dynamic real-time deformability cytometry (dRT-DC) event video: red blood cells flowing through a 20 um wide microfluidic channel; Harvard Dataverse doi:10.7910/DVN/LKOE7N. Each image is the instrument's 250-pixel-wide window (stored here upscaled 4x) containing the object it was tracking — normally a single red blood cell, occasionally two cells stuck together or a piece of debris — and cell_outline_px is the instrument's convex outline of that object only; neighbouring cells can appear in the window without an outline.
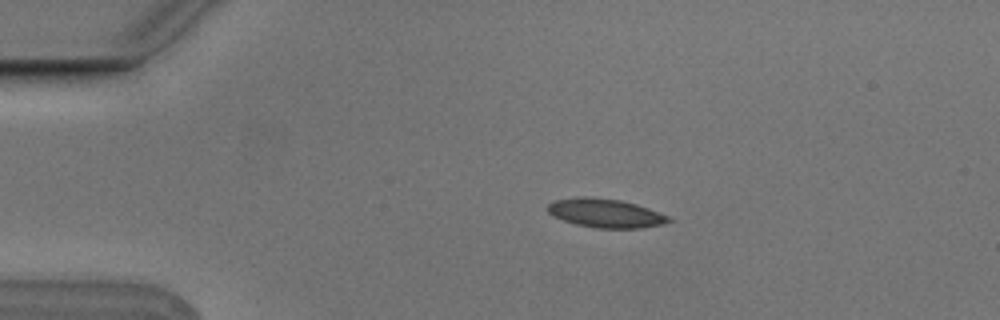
{"species": "Egyptian fruit bat (a non-hibernating species)", "species_latin": "Rousettus aegyptiacus", "temperature_condition": "cold", "stored_images_in_passage": 4, "camera_frame_rate_fps": 3000, "um_per_image_px": 0.085, "animal": {"sex": "male"}, "frame": {"image": 1, "passage_image": 2, "time_ms": 0.333, "image_size_px": [1000, 320], "cell_outline_px": [[672, 220], [660, 224], [640, 228], [596, 228], [576, 224], [552, 216], [544, 208], [548, 204], [556, 200], [580, 196], [584, 196], [620, 200], [636, 204], [648, 208], [668, 216]], "centroid_in_image_um": [51.41, 18.11], "position_along_channel_um": 33.6, "area_um2": 20.17}}